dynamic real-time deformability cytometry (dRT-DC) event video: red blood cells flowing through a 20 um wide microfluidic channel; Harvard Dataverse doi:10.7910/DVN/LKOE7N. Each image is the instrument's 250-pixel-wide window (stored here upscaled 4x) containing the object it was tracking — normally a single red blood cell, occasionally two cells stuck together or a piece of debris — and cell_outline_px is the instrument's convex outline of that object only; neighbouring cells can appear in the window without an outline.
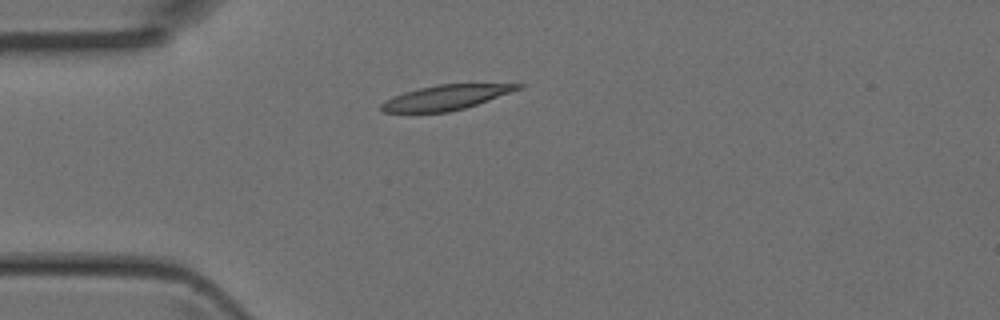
{"species": "Egyptian fruit bat (a non-hibernating species)", "species_latin": "Rousettus aegyptiacus", "temperature_condition": "room temperature", "stored_images_in_passage": 5, "camera_frame_rate_fps": 3000, "um_per_image_px": 0.085, "animal": {"sex": "female"}, "frame": {"image": 1, "passage_image": 5, "time_ms": 1.333, "image_size_px": [1000, 320], "cell_outline_px": [[524, 88], [464, 108], [448, 112], [384, 112], [380, 108], [380, 104], [392, 96], [404, 92], [436, 84], [524, 84]], "centroid_in_image_um": [37.89, 8.28], "position_along_channel_um": 47.1, "area_um2": 19.59}}